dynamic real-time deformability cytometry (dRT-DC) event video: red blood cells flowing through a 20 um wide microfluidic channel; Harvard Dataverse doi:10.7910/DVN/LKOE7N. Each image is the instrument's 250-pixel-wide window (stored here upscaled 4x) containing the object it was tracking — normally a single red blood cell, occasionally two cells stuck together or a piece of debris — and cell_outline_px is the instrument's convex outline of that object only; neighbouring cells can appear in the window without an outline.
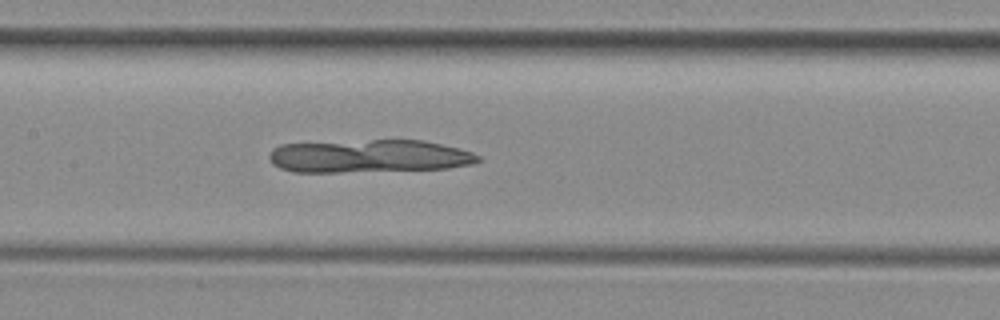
{"species": "common noctule bat (a hibernating species)", "species_latin": "Nyctalus noctula", "temperature_condition": "room temperature", "stored_images_in_passage": 50, "camera_frame_rate_fps": 3000, "um_per_image_px": 0.085, "animal": {"sex": "female", "body_mass_g": 29.2, "forearm_length_mm": 56.3}, "frame": {"image": 1, "passage_image": 23, "time_ms": 7.333, "image_size_px": [1000, 320], "cell_outline_px": [[480, 160], [472, 164], [448, 168], [340, 172], [292, 172], [280, 168], [272, 164], [268, 156], [272, 148], [280, 144], [372, 140], [420, 140], [460, 148], [472, 152], [480, 156]], "centroid_in_image_um": [31.33, 13.27], "position_along_channel_um": 176.1, "area_um2": 40.11}}
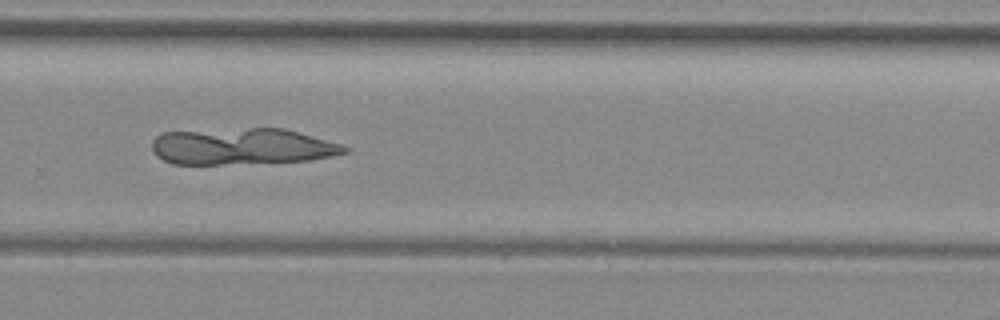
{"frame": {"image": 2, "passage_image": 33, "time_ms": 10.667, "image_size_px": [1000, 320], "cell_outline_px": [[348, 152], [332, 156], [308, 160], [220, 164], [172, 164], [156, 156], [152, 152], [152, 140], [156, 136], [164, 132], [248, 128], [284, 128], [340, 144], [348, 148]], "centroid_in_image_um": [20.53, 12.45], "position_along_channel_um": 309.3, "area_um2": 40.63}}